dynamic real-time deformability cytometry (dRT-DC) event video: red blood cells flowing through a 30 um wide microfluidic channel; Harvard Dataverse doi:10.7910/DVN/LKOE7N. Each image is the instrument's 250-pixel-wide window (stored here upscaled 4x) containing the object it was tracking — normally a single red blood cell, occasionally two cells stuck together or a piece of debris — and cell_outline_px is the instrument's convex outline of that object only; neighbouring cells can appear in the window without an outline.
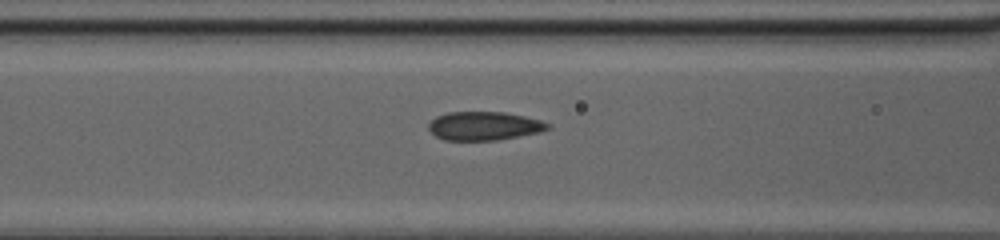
{"species": "common noctule bat (a hibernating species)", "species_latin": "Nyctalus noctula", "temperature_condition": "cold", "stored_images_in_passage": 12, "camera_frame_rate_fps": 3000, "um_per_image_px": 0.085, "animal": {"sex": "female", "body_mass_g": 20.0, "forearm_length_mm": 54.0}, "frame": {"image": 1, "passage_image": 10, "time_ms": 3.0, "image_size_px": [1000, 240], "cell_outline_px": [[548, 128], [540, 132], [496, 140], [444, 140], [436, 136], [428, 128], [428, 124], [436, 116], [448, 112], [504, 112], [524, 116], [540, 120], [548, 124]], "centroid_in_image_um": [41.11, 10.7], "position_along_channel_um": 125.5, "area_um2": 19.65}}